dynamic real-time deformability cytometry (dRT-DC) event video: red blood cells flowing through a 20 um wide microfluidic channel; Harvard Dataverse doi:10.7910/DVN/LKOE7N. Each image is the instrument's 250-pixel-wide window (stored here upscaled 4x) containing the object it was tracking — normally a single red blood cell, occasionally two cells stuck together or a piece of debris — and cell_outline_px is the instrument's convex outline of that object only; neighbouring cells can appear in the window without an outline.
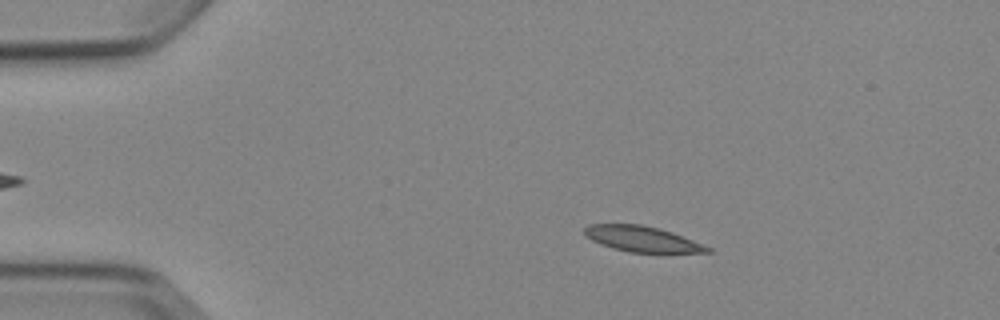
{"species": "Egyptian fruit bat (a non-hibernating species)", "species_latin": "Rousettus aegyptiacus", "temperature_condition": "cold", "stored_images_in_passage": 3, "camera_frame_rate_fps": 3000, "um_per_image_px": 0.085, "animal": {"sex": "female"}, "frame": {"image": 1, "passage_image": 2, "time_ms": 1.0, "image_size_px": [1000, 320], "cell_outline_px": [[712, 252], [628, 252], [612, 248], [600, 244], [584, 236], [584, 228], [588, 224], [640, 224], [660, 228], [672, 232], [712, 248]], "centroid_in_image_um": [54.53, 20.3], "position_along_channel_um": 30.5, "area_um2": 18.26}}